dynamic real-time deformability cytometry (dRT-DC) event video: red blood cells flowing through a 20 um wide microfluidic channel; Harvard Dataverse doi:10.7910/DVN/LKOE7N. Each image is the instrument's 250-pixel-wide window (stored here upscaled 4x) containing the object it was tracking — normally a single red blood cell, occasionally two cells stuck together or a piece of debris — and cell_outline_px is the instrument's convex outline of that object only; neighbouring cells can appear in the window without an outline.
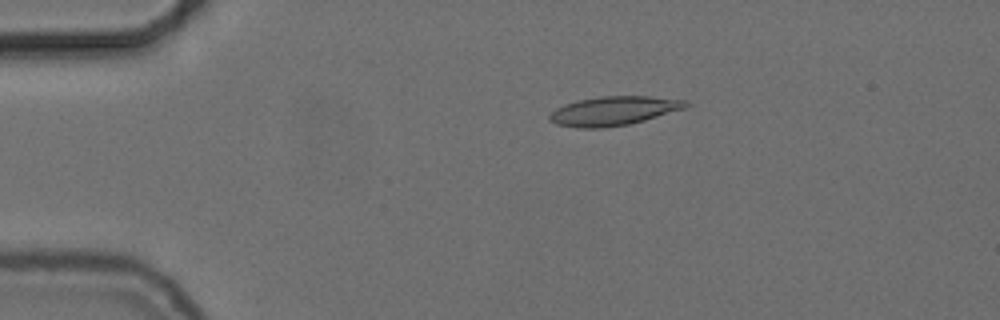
{"species": "common noctule bat (a hibernating species)", "species_latin": "Nyctalus noctula", "temperature_condition": "cold", "stored_images_in_passage": 55, "camera_frame_rate_fps": 3000, "um_per_image_px": 0.085, "animal": {"sex": "female", "body_mass_g": 24.6, "forearm_length_mm": 56.2}, "frame": {"image": 1, "passage_image": 11, "time_ms": 3.333, "image_size_px": [1000, 320], "cell_outline_px": [[688, 104], [684, 108], [644, 120], [628, 124], [600, 128], [576, 128], [556, 124], [548, 120], [548, 116], [556, 108], [564, 104], [580, 100], [600, 96], [648, 96], [684, 100]], "centroid_in_image_um": [52.09, 9.43], "position_along_channel_um": 32.9, "area_um2": 22.77}}
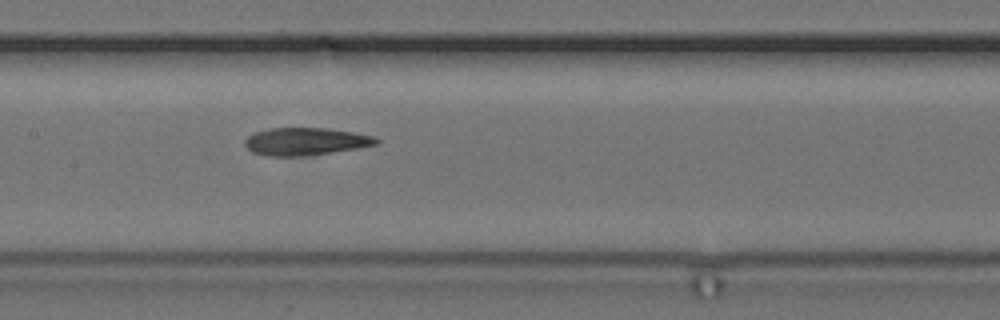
{"frame": {"image": 2, "passage_image": 27, "time_ms": 8.667, "image_size_px": [1000, 320], "cell_outline_px": [[380, 140], [376, 144], [356, 148], [332, 152], [304, 156], [268, 156], [252, 152], [244, 144], [244, 140], [248, 136], [256, 132], [268, 128], [328, 128], [376, 136]], "centroid_in_image_um": [25.96, 12.02], "position_along_channel_um": 181.4, "area_um2": 21.04}}
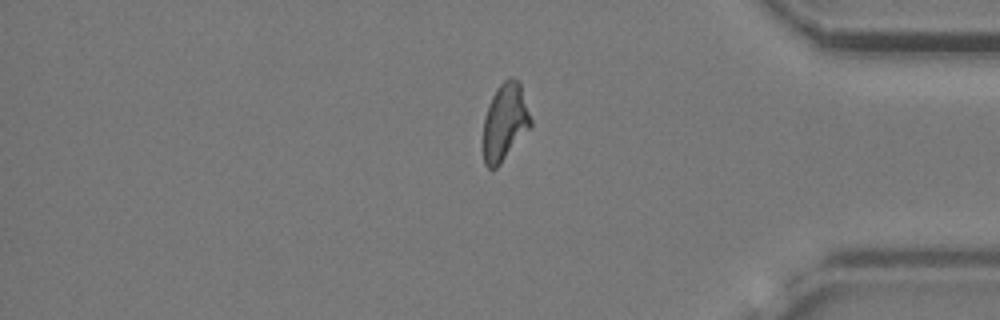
{"frame": {"image": 3, "passage_image": 46, "time_ms": 15.0, "image_size_px": [1000, 320], "cell_outline_px": [[532, 128], [500, 164], [496, 168], [488, 168], [484, 164], [484, 116], [492, 96], [496, 88], [504, 80], [512, 76], [520, 80], [532, 120]], "centroid_in_image_um": [42.96, 10.35], "position_along_channel_um": 392.2, "area_um2": 21.73}, "authors_computed_cell_mechanics": {"area_um2": 21.675, "velocity_mm_per_s": 3.7106, "shape_relaxation_time_tau1_ms": null, "shape_relaxation_time_tau2_ms": 3.2252, "deformation_change_tau1": null, "deformation_change_tau2": 0.1221}}